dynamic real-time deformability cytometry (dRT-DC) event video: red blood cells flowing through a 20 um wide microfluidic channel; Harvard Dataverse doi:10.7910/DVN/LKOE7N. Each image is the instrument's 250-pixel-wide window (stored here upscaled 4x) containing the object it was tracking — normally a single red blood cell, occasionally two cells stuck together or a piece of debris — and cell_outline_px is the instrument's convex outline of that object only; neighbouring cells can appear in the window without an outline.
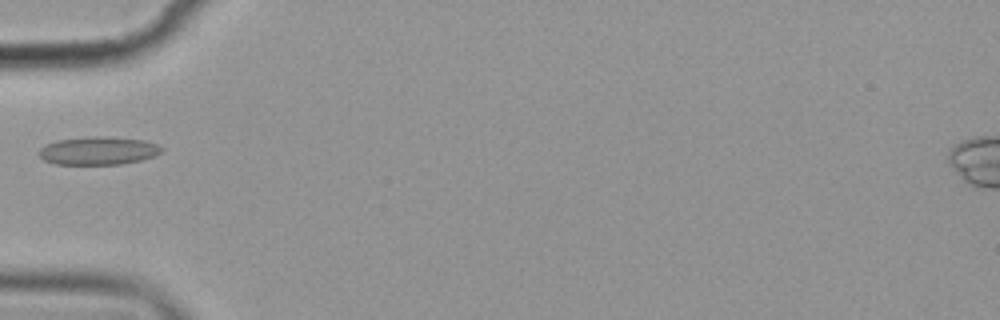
{"species": "common noctule bat (a hibernating species)", "species_latin": "Nyctalus noctula", "temperature_condition": "cold", "stored_images_in_passage": 5, "camera_frame_rate_fps": 3000, "um_per_image_px": 0.085, "animal": {"sex": "female", "body_mass_g": 19.9}, "frame": {"image": 1, "passage_image": 5, "time_ms": 5.667, "image_size_px": [1000, 320], "cell_outline_px": [[164, 148], [156, 156], [140, 160], [120, 164], [56, 164], [44, 160], [36, 152], [44, 144], [56, 140], [92, 136], [100, 136], [144, 140], [156, 144]], "centroid_in_image_um": [8.32, 12.81], "position_along_channel_um": 76.7, "area_um2": 20.11}}